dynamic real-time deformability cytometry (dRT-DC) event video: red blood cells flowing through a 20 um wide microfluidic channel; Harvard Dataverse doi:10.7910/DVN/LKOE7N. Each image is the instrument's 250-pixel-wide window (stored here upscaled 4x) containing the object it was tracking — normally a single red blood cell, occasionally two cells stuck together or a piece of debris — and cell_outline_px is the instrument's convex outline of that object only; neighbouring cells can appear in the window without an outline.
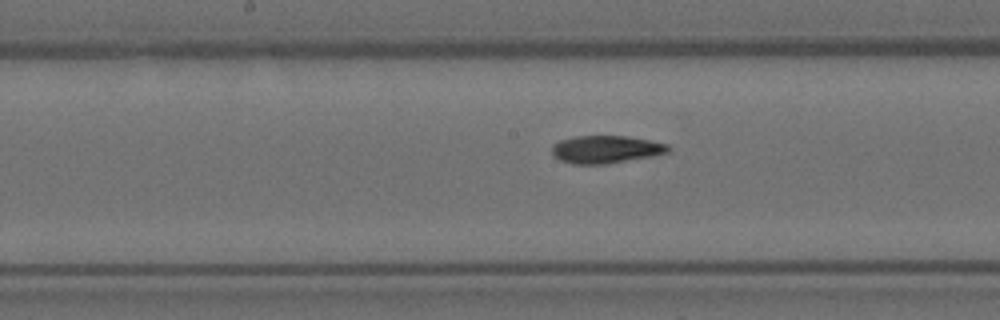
{"species": "Egyptian fruit bat (a non-hibernating species)", "species_latin": "Rousettus aegyptiacus", "temperature_condition": "room temperature", "stored_images_in_passage": 28, "camera_frame_rate_fps": 3000, "um_per_image_px": 0.085, "animal": {"sex": "female"}, "frame": {"image": 1, "passage_image": 13, "time_ms": 4.0, "image_size_px": [1000, 320], "cell_outline_px": [[672, 148], [668, 152], [604, 164], [572, 164], [560, 160], [552, 156], [552, 144], [560, 140], [576, 136], [628, 136], [668, 144]], "centroid_in_image_um": [51.44, 12.69], "position_along_channel_um": 196.8, "area_um2": 18.55}}
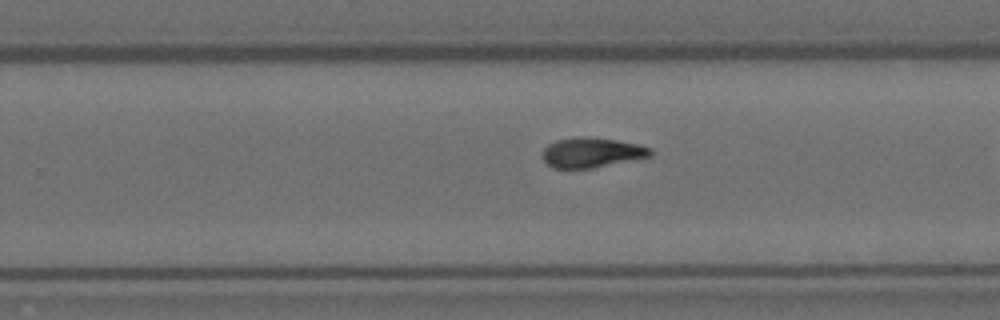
{"frame": {"image": 2, "passage_image": 20, "time_ms": 6.333, "image_size_px": [1000, 320], "cell_outline_px": [[652, 156], [592, 168], [552, 168], [544, 160], [544, 148], [548, 144], [556, 140], [576, 136], [588, 136], [616, 140], [636, 144], [652, 148]], "centroid_in_image_um": [50.3, 12.95], "position_along_channel_um": 279.5, "area_um2": 18.79}}
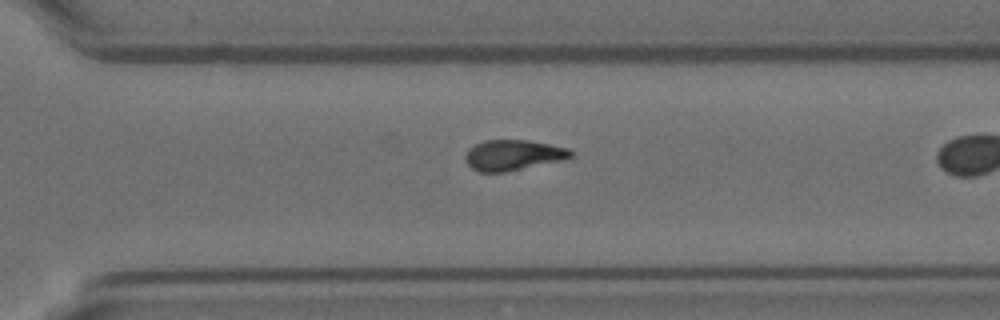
{"frame": {"image": 3, "passage_image": 24, "time_ms": 7.667, "image_size_px": [1000, 320], "cell_outline_px": [[572, 156], [564, 160], [504, 172], [480, 172], [472, 168], [468, 164], [464, 156], [468, 148], [484, 140], [528, 140], [568, 148], [572, 152]], "centroid_in_image_um": [43.6, 13.18], "position_along_channel_um": 327.0, "area_um2": 18.67}}